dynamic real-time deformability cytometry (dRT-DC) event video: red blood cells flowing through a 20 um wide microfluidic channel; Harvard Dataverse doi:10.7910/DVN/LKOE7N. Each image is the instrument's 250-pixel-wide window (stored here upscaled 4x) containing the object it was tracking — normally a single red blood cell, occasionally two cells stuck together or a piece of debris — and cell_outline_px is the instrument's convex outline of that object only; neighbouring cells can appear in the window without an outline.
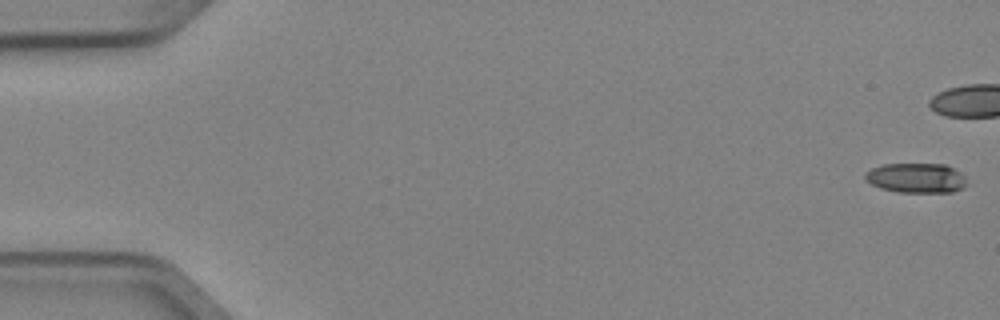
{"species": "Egyptian fruit bat (a non-hibernating species)", "species_latin": "Rousettus aegyptiacus", "temperature_condition": "cold", "stored_images_in_passage": 6, "camera_frame_rate_fps": 3000, "um_per_image_px": 0.085, "animal": {"sex": "female"}, "frame": {"image": 1, "passage_image": 1, "time_ms": 0.0, "image_size_px": [1000, 320], "cell_outline_px": [[968, 184], [952, 192], [900, 192], [880, 188], [864, 180], [864, 172], [872, 168], [884, 164], [944, 164], [960, 172], [964, 176]], "centroid_in_image_um": [77.85, 15.12], "position_along_channel_um": 7.1, "area_um2": 17.63}}
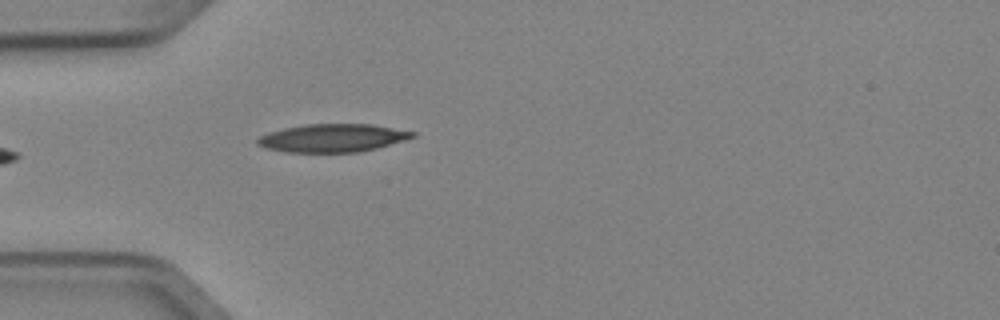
{"frame": {"image": 2, "passage_image": 6, "time_ms": 1.667, "image_size_px": [1000, 320], "cell_outline_px": [[416, 136], [404, 140], [376, 148], [360, 152], [288, 152], [264, 148], [256, 144], [256, 140], [260, 136], [268, 132], [284, 128], [304, 124], [372, 124], [416, 132]], "centroid_in_image_um": [28.24, 11.72], "position_along_channel_um": 56.8, "area_um2": 25.37}}